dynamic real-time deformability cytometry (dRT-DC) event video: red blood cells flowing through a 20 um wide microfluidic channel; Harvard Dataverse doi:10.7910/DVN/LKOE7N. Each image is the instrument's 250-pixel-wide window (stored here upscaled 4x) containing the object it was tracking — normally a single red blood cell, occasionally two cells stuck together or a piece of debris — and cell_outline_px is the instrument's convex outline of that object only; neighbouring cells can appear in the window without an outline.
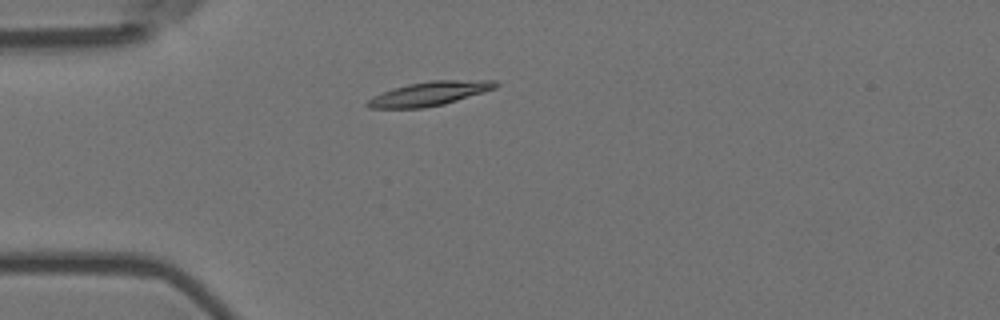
{"species": "Egyptian fruit bat (a non-hibernating species)", "species_latin": "Rousettus aegyptiacus", "temperature_condition": "room temperature", "stored_images_in_passage": 2, "camera_frame_rate_fps": 3000, "um_per_image_px": 0.085, "animal": {"sex": "female"}, "frame": {"image": 1, "passage_image": 2, "time_ms": 0.333, "image_size_px": [1000, 320], "cell_outline_px": [[500, 84], [496, 88], [484, 92], [444, 104], [424, 108], [368, 108], [364, 104], [372, 96], [392, 88], [408, 84], [432, 80], [496, 80]], "centroid_in_image_um": [36.5, 7.95], "position_along_channel_um": 48.5, "area_um2": 18.09}}